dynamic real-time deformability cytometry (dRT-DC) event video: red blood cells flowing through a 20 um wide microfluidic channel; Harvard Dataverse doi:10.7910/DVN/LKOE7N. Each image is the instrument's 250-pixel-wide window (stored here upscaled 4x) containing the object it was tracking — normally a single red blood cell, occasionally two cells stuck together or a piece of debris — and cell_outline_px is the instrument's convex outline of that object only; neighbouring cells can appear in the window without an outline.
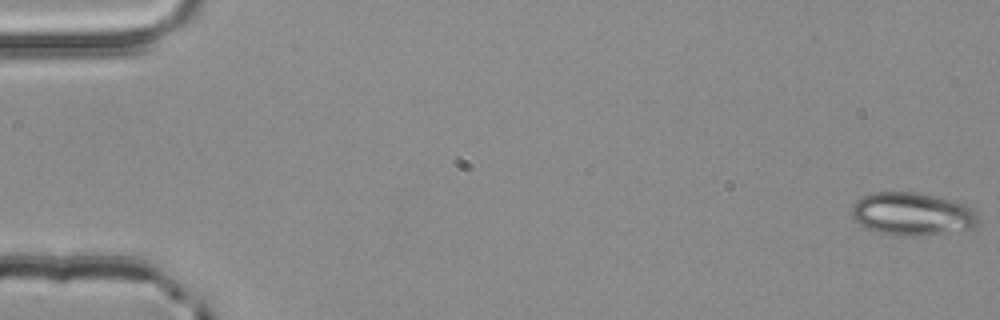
{"species": "common noctule bat (a hibernating species)", "species_latin": "Nyctalus noctula", "temperature_condition": "room temperature", "stored_images_in_passage": 5, "camera_frame_rate_fps": 3000, "um_per_image_px": 0.085, "animal": {"sex": "male", "body_mass_g": 20.4}, "frame": {"image": 1, "passage_image": 1, "time_ms": 0.0, "image_size_px": [1000, 320], "cell_outline_px": [[980, 220], [972, 228], [948, 232], [912, 236], [892, 236], [876, 232], [860, 224], [852, 216], [852, 204], [860, 196], [872, 192], [916, 192], [956, 200], [968, 204], [976, 212]], "centroid_in_image_um": [77.54, 18.17], "position_along_channel_um": 7.5, "area_um2": 32.08}}
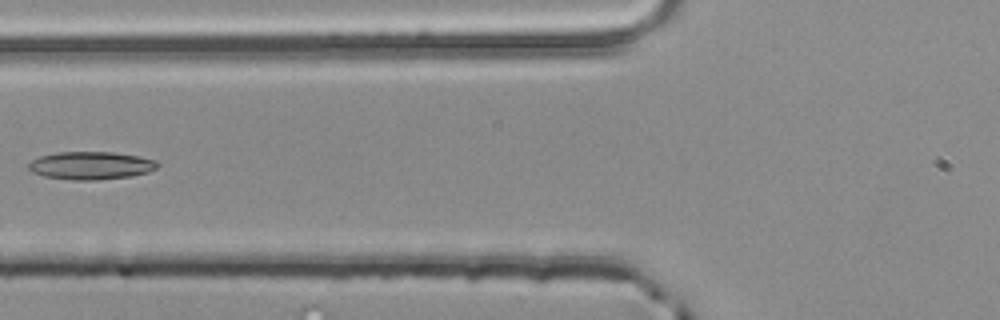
{"frame": {"image": 2, "passage_image": 5, "time_ms": 1.333, "image_size_px": [1000, 320], "cell_outline_px": [[160, 164], [156, 168], [148, 172], [132, 176], [96, 180], [72, 180], [44, 176], [32, 172], [28, 168], [28, 164], [32, 160], [40, 156], [60, 152], [116, 152], [140, 156], [156, 160]], "centroid_in_image_um": [7.75, 14.07], "position_along_channel_um": 118.0, "area_um2": 21.04}}